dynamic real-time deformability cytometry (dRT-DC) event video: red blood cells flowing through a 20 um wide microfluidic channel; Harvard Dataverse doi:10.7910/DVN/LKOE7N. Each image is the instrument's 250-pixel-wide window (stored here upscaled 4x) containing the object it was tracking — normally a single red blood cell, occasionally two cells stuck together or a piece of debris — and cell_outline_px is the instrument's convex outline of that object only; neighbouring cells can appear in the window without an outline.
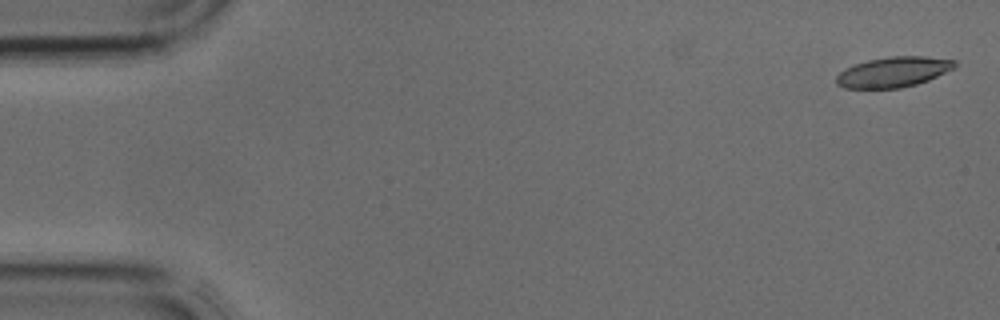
{"species": "common noctule bat (a hibernating species)", "species_latin": "Nyctalus noctula", "temperature_condition": "cold", "stored_images_in_passage": 5, "camera_frame_rate_fps": 3000, "um_per_image_px": 0.085, "animal": {"sex": "male", "body_mass_g": 17.9, "forearm_length_mm": 54.2}, "frame": {"image": 1, "passage_image": 1, "time_ms": 0.0, "image_size_px": [1000, 320], "cell_outline_px": [[956, 68], [928, 80], [916, 84], [900, 88], [844, 88], [836, 84], [836, 76], [844, 68], [868, 60], [888, 56], [924, 56], [956, 60]], "centroid_in_image_um": [75.95, 6.11], "position_along_channel_um": 9.1, "area_um2": 20.98}}
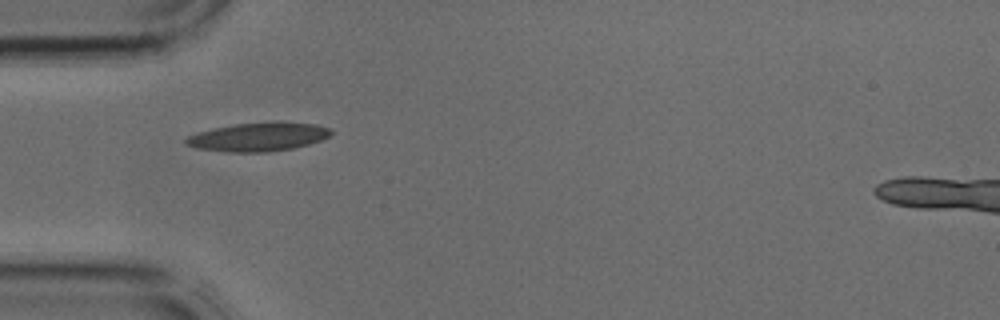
{"frame": {"image": 2, "passage_image": 4, "time_ms": 1.0, "image_size_px": [1000, 320], "cell_outline_px": [[332, 132], [328, 136], [320, 140], [308, 144], [292, 148], [268, 152], [228, 152], [196, 148], [184, 144], [184, 140], [188, 136], [196, 132], [236, 124], [316, 124], [328, 128]], "centroid_in_image_um": [21.86, 11.68], "position_along_channel_um": 63.1, "area_um2": 23.24}}